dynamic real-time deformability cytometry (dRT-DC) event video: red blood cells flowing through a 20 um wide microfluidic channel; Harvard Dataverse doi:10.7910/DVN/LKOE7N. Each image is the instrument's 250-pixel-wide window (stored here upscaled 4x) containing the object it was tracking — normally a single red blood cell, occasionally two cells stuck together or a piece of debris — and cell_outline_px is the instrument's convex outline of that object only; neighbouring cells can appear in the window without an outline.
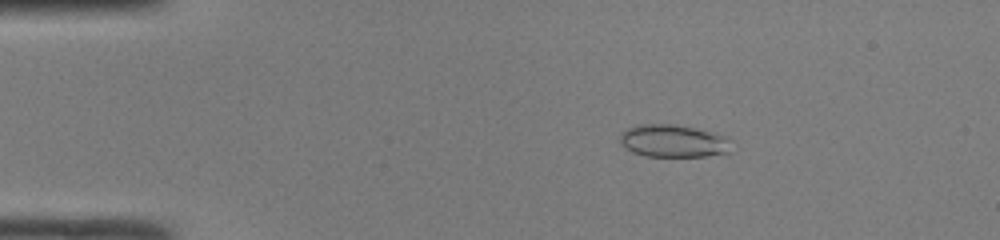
{"species": "common noctule bat (a hibernating species)", "species_latin": "Nyctalus noctula", "temperature_condition": "room temperature", "stored_images_in_passage": 48, "camera_frame_rate_fps": 3000, "um_per_image_px": 0.085, "animal": {"sex": "male", "body_mass_g": 19.0, "forearm_length_mm": 50.8}, "frame": {"image": 1, "passage_image": 9, "time_ms": 2.667, "image_size_px": [1000, 240], "cell_outline_px": [[732, 152], [704, 156], [644, 156], [632, 152], [620, 144], [620, 132], [636, 124], [676, 124], [716, 132], [728, 136], [732, 140]], "centroid_in_image_um": [57.28, 11.97], "position_along_channel_um": 27.7, "area_um2": 21.73}}
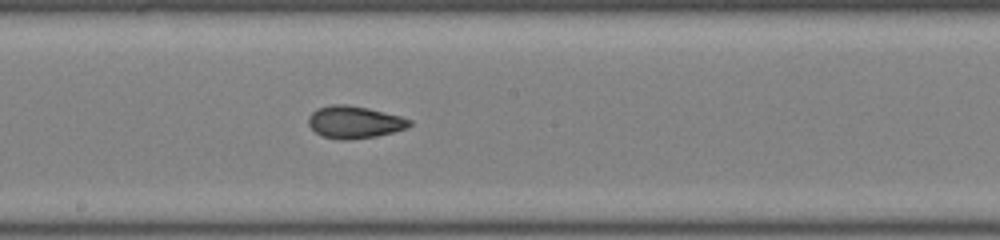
{"frame": {"image": 2, "passage_image": 27, "time_ms": 8.667, "image_size_px": [1000, 240], "cell_outline_px": [[412, 124], [408, 128], [376, 136], [348, 140], [340, 140], [324, 136], [316, 132], [308, 124], [308, 116], [316, 108], [332, 104], [348, 104], [368, 108], [400, 116], [412, 120]], "centroid_in_image_um": [30.12, 10.37], "position_along_channel_um": 218.1, "area_um2": 19.07}}
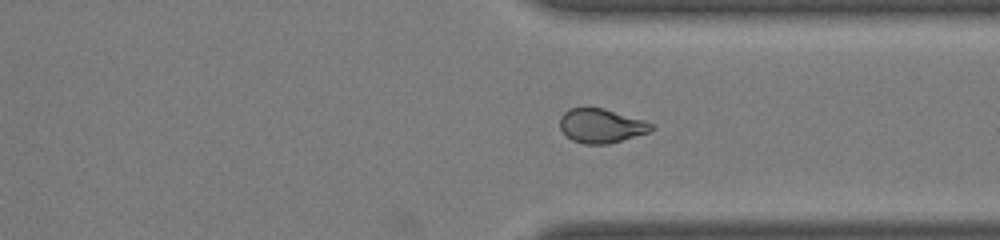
{"frame": {"image": 3, "passage_image": 37, "time_ms": 12.0, "image_size_px": [1000, 240], "cell_outline_px": [[656, 128], [648, 132], [608, 144], [584, 144], [572, 140], [560, 128], [560, 116], [568, 108], [584, 104], [588, 104], [604, 108], [644, 120], [656, 124]], "centroid_in_image_um": [51.08, 10.63], "position_along_channel_um": 360.3, "area_um2": 18.79}, "authors_computed_cell_mechanics": {"area_um2": 19.5075, "velocity_mm_per_s": 4.2452, "shape_relaxation_time_tau1_ms": null, "shape_relaxation_time_tau2_ms": 1.4564, "deformation_change_tau1": null, "deformation_change_tau2": 0.076}}